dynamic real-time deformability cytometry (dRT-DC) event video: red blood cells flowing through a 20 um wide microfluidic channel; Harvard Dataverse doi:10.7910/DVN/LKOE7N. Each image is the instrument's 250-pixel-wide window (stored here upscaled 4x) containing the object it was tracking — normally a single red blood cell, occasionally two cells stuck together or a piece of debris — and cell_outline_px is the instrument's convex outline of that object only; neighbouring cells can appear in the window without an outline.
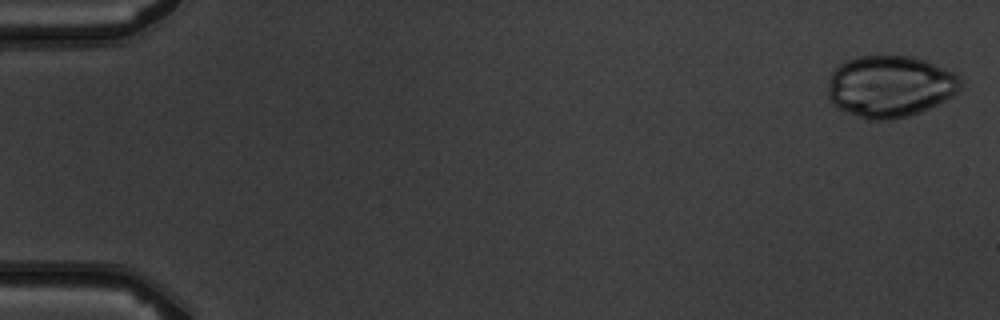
{"species": "common noctule bat (a hibernating species)", "species_latin": "Nyctalus noctula", "temperature_condition": "warm", "stored_images_in_passage": 4, "camera_frame_rate_fps": 3000, "um_per_image_px": 0.085, "animal": {"sex": "male", "body_mass_g": 19.5, "forearm_length_mm": 54.6}, "frame": {"image": 1, "passage_image": 1, "time_ms": 0.0, "image_size_px": [1000, 320], "cell_outline_px": [[964, 84], [960, 92], [928, 108], [908, 116], [888, 120], [868, 120], [848, 112], [832, 104], [828, 96], [828, 80], [832, 72], [840, 64], [848, 60], [860, 56], [908, 56], [924, 60], [956, 72], [960, 76]], "centroid_in_image_um": [75.68, 7.34], "position_along_channel_um": 9.3, "area_um2": 47.8}}